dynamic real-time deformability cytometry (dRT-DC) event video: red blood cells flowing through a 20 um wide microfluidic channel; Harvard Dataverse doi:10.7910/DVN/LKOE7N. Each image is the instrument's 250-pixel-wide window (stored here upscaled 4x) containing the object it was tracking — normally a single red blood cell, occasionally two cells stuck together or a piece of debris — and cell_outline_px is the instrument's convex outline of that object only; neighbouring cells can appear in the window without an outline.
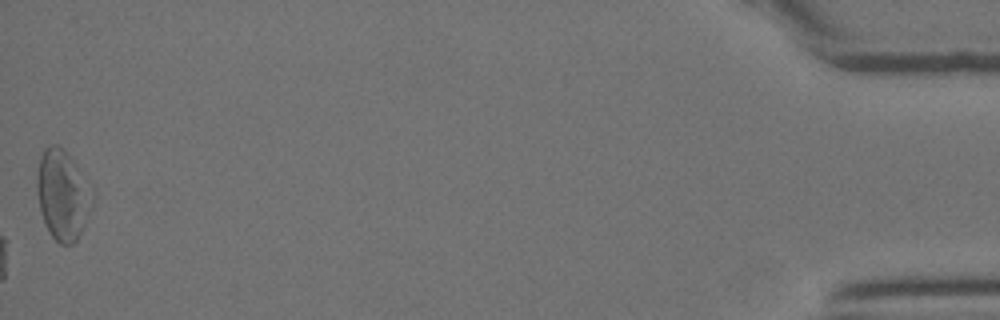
{"species": "Egyptian fruit bat (a non-hibernating species)", "species_latin": "Rousettus aegyptiacus", "temperature_condition": "room temperature", "stored_images_in_passage": 30, "camera_frame_rate_fps": 3000, "um_per_image_px": 0.085, "animal": {"sex": "female"}, "frame": {"image": 1, "passage_image": 30, "time_ms": 9.667, "image_size_px": [1000, 320], "cell_outline_px": [[96, 196], [92, 208], [76, 240], [72, 244], [60, 244], [48, 232], [40, 212], [36, 192], [36, 176], [40, 156], [44, 148], [48, 144], [56, 144], [64, 148], [76, 164], [92, 188]], "centroid_in_image_um": [5.32, 16.53], "position_along_channel_um": 429.9, "area_um2": 29.59}}